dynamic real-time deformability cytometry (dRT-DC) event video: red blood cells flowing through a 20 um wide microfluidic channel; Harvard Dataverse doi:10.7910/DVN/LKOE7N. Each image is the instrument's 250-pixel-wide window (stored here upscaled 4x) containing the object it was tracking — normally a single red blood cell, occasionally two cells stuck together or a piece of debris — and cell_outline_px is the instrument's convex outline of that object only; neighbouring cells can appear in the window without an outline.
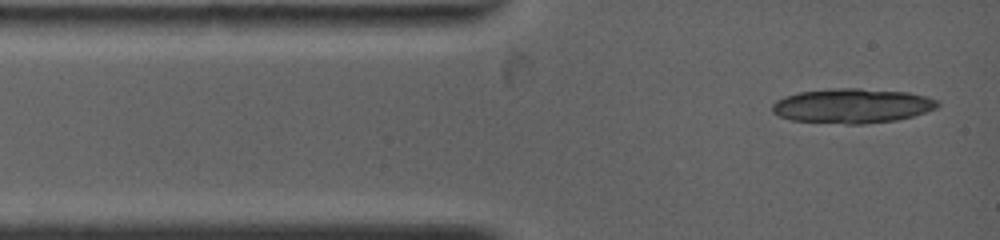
{"species": "common noctule bat (a hibernating species)", "species_latin": "Nyctalus noctula", "temperature_condition": "warm", "stored_images_in_passage": 3, "camera_frame_rate_fps": 4500, "um_per_image_px": 0.085, "animal": {"sex": "female", "body_mass_g": 19.0, "forearm_length_mm": 53.3}, "frame": {"image": 1, "passage_image": 1, "time_ms": 0.0, "image_size_px": [1000, 240], "cell_outline_px": [[940, 104], [936, 108], [912, 116], [896, 120], [864, 124], [848, 124], [792, 120], [780, 116], [772, 112], [772, 104], [776, 100], [784, 96], [800, 92], [832, 88], [860, 88], [908, 92], [928, 96], [940, 100]], "centroid_in_image_um": [72.46, 8.98], "position_along_channel_um": 12.5, "area_um2": 33.47}}